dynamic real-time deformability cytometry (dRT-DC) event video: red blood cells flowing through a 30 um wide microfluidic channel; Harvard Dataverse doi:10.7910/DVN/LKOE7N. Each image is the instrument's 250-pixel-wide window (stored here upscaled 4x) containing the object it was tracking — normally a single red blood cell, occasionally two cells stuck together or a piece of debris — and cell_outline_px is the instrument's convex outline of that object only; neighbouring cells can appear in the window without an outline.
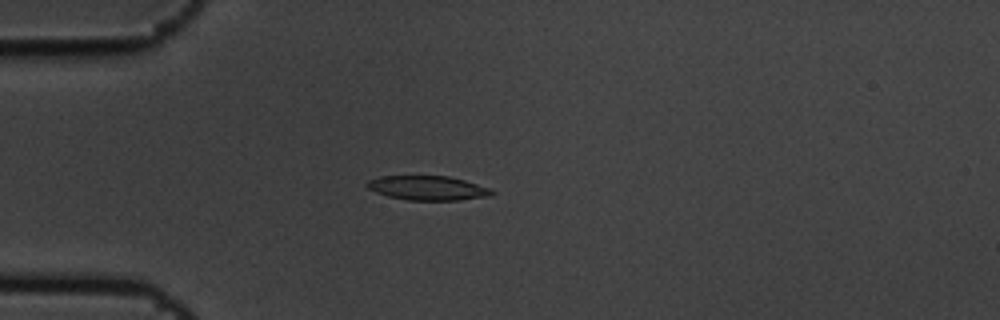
{"species": "common noctule bat (a hibernating species)", "species_latin": "Nyctalus noctula", "temperature_condition": "cold", "stored_images_in_passage": 7, "camera_frame_rate_fps": 3000, "um_per_image_px": 0.085, "animal": {"sex": "male", "body_mass_g": 19.5, "forearm_length_mm": 54.6}, "frame": {"image": 1, "passage_image": 4, "time_ms": 1.0, "image_size_px": [1000, 320], "cell_outline_px": [[496, 192], [492, 196], [460, 200], [408, 200], [388, 196], [376, 192], [368, 188], [364, 184], [368, 180], [380, 176], [448, 176], [464, 180], [492, 188]], "centroid_in_image_um": [36.4, 15.98], "position_along_channel_um": 48.6, "area_um2": 17.86}}
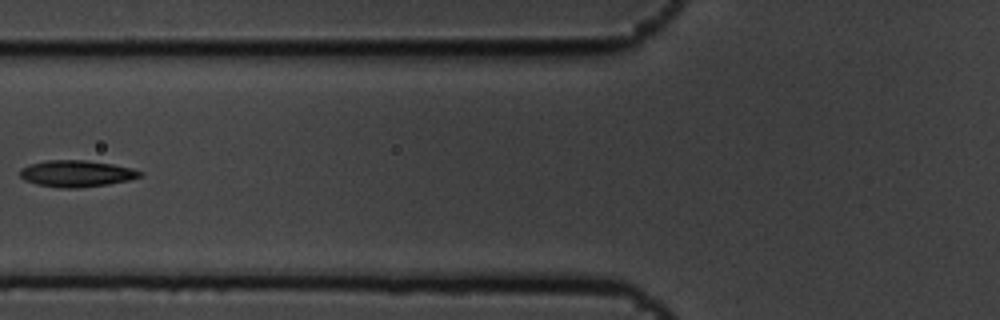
{"frame": {"image": 2, "passage_image": 6, "time_ms": 1.667, "image_size_px": [1000, 320], "cell_outline_px": [[144, 176], [128, 180], [108, 184], [80, 188], [60, 188], [36, 184], [24, 180], [20, 176], [20, 168], [28, 164], [48, 160], [84, 160], [112, 164], [132, 168], [144, 172]], "centroid_in_image_um": [6.5, 14.75], "position_along_channel_um": 119.3, "area_um2": 18.73}}
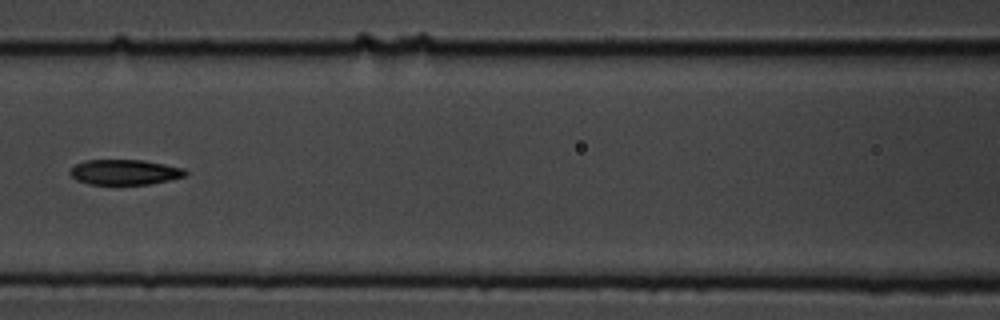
{"frame": {"image": 3, "passage_image": 7, "time_ms": 2.0, "image_size_px": [1000, 320], "cell_outline_px": [[188, 176], [148, 184], [88, 184], [76, 180], [68, 172], [76, 164], [84, 160], [140, 160], [164, 164], [184, 168], [188, 172]], "centroid_in_image_um": [10.6, 14.63], "position_along_channel_um": 156.0, "area_um2": 16.94}}